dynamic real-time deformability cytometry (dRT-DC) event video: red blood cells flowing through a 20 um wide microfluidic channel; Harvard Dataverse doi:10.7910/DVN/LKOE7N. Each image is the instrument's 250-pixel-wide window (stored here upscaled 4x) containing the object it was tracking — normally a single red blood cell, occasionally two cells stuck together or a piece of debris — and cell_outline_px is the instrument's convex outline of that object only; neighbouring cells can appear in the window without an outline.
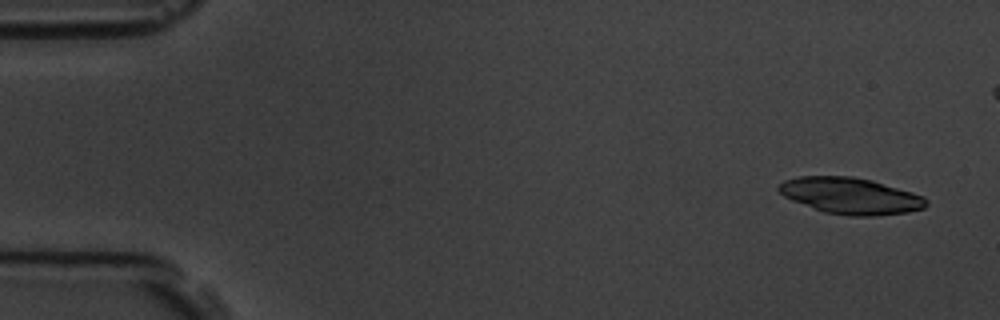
{"species": "common noctule bat (a hibernating species)", "species_latin": "Nyctalus noctula", "temperature_condition": "room temperature", "stored_images_in_passage": 5, "camera_frame_rate_fps": 3000, "um_per_image_px": 0.085, "animal": {"sex": "male", "body_mass_g": 19.5, "forearm_length_mm": 54.6}, "frame": {"image": 1, "passage_image": 1, "time_ms": 0.0, "image_size_px": [1000, 320], "cell_outline_px": [[928, 204], [924, 208], [908, 212], [876, 216], [848, 216], [824, 212], [792, 200], [784, 196], [776, 188], [784, 180], [800, 176], [852, 176], [872, 180], [912, 192], [924, 196], [928, 200]], "centroid_in_image_um": [72.32, 16.65], "position_along_channel_um": 12.7, "area_um2": 31.33}}